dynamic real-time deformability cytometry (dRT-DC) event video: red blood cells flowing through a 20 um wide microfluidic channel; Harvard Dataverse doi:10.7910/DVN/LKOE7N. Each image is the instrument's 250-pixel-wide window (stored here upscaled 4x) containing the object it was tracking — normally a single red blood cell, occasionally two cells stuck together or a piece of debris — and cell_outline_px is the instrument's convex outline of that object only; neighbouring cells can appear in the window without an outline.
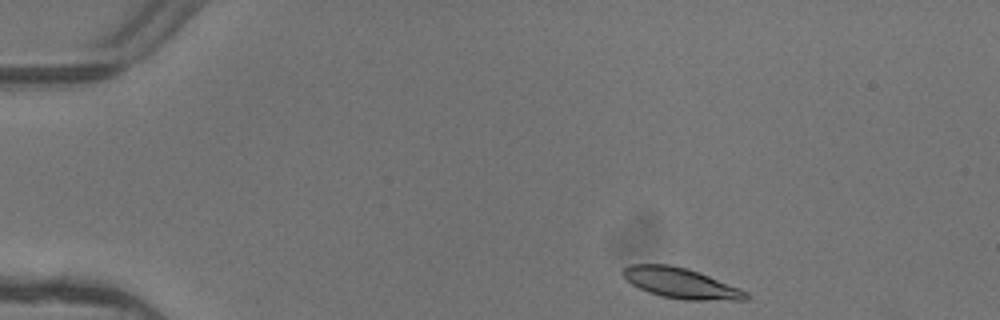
{"species": "common noctule bat (a hibernating species)", "species_latin": "Nyctalus noctula", "temperature_condition": "warm", "stored_images_in_passage": 3, "camera_frame_rate_fps": 3000, "um_per_image_px": 0.085, "animal": {"sex": "female"}, "frame": {"image": 1, "passage_image": 1, "time_ms": 0.0, "image_size_px": [1000, 320], "cell_outline_px": [[748, 300], [684, 300], [660, 296], [648, 292], [632, 284], [620, 272], [628, 264], [668, 264], [684, 268], [708, 276], [740, 288], [748, 292]], "centroid_in_image_um": [57.85, 24.08], "position_along_channel_um": 27.1, "area_um2": 21.62}}